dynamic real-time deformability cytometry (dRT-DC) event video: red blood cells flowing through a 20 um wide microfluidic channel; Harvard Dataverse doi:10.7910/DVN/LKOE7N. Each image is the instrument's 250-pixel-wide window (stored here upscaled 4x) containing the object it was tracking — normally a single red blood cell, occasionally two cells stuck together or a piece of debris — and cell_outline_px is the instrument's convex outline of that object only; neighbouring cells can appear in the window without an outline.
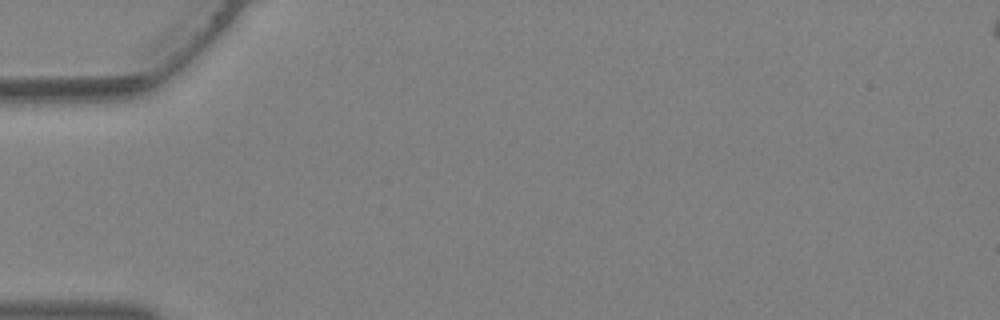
{"species": "Egyptian fruit bat (a non-hibernating species)", "species_latin": "Rousettus aegyptiacus", "temperature_condition": "warm", "stored_images_in_passage": 4, "segment_of_instrument_passage": [1, 2], "camera_frame_rate_fps": 3000, "um_per_image_px": 0.085, "animal": {"sex": "female"}, "frame": {"image": 1, "passage_image": 1, "time_ms": 0.0, "image_size_px": [1000, 320], "cell_outline_px": [[384, 304], [372, 296], [312, 240], [300, 228], [304, 216], [332, 236], [380, 276], [384, 288]], "centroid_in_image_um": [29.38, 22.07], "position_along_channel_um": 55.6, "area_um2": 13.41}}